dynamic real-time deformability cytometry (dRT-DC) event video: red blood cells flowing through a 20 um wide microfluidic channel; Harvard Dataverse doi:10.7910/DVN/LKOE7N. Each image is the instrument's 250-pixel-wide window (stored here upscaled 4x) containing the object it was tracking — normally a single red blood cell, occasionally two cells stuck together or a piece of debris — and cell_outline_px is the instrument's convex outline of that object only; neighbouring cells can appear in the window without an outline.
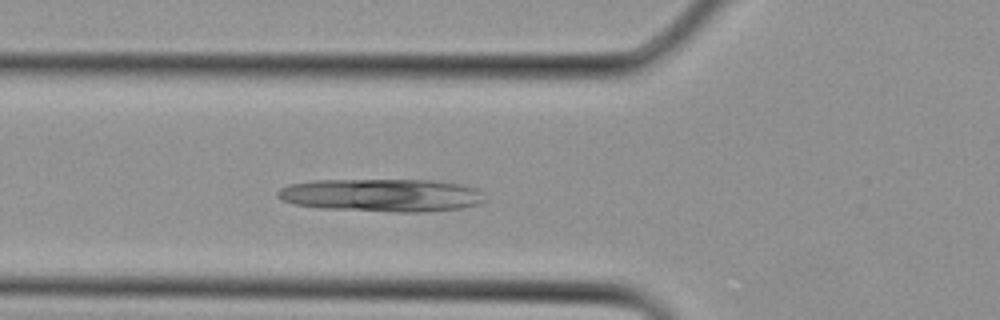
{"species": "Egyptian fruit bat (a non-hibernating species)", "species_latin": "Rousettus aegyptiacus", "temperature_condition": "cold", "stored_images_in_passage": 8, "camera_frame_rate_fps": 3000, "um_per_image_px": 0.085, "animal": {"sex": "female"}, "frame": {"image": 1, "passage_image": 6, "time_ms": 1.667, "image_size_px": [1000, 320], "cell_outline_px": [[488, 200], [480, 204], [460, 208], [420, 212], [396, 212], [324, 208], [292, 204], [280, 200], [276, 196], [276, 192], [280, 188], [292, 184], [312, 180], [432, 180], [468, 184], [484, 192]], "centroid_in_image_um": [32.52, 16.58], "position_along_channel_um": 93.3, "area_um2": 40.29}}
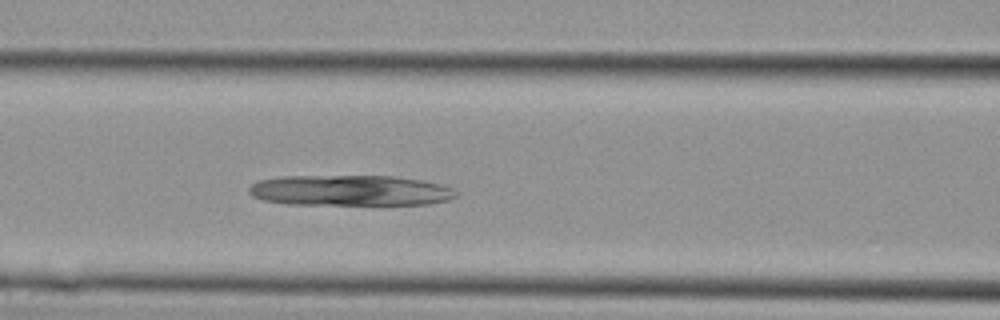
{"frame": {"image": 2, "passage_image": 8, "time_ms": 2.333, "image_size_px": [1000, 320], "cell_outline_px": [[456, 196], [448, 200], [428, 204], [288, 204], [264, 200], [252, 196], [248, 192], [248, 188], [252, 184], [260, 180], [280, 176], [392, 176], [420, 180], [452, 188], [456, 192]], "centroid_in_image_um": [29.71, 16.19], "position_along_channel_um": 136.9, "area_um2": 36.7}}